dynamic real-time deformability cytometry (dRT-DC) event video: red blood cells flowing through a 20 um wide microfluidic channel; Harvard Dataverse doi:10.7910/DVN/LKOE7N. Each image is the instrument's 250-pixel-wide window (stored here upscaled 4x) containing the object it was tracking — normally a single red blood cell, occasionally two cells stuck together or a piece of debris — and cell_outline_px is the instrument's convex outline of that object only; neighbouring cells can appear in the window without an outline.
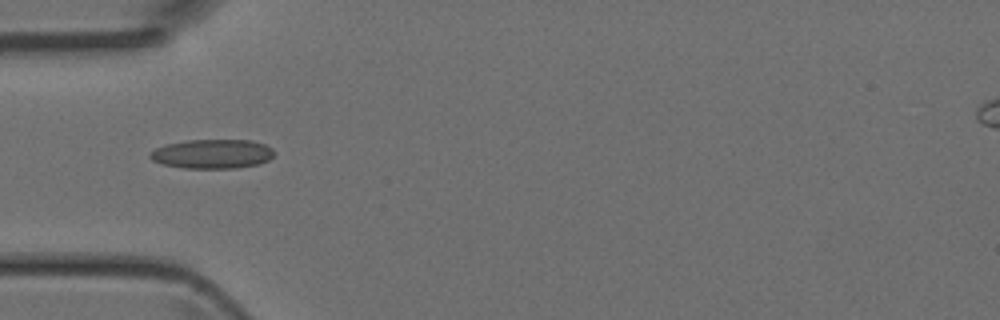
{"species": "Egyptian fruit bat (a non-hibernating species)", "species_latin": "Rousettus aegyptiacus", "temperature_condition": "room temperature", "stored_images_in_passage": 5, "camera_frame_rate_fps": 3000, "um_per_image_px": 0.085, "animal": {"sex": "female"}, "frame": {"image": 1, "passage_image": 4, "time_ms": 1.0, "image_size_px": [1000, 320], "cell_outline_px": [[276, 152], [268, 160], [256, 164], [236, 168], [184, 168], [164, 164], [152, 160], [148, 156], [156, 148], [164, 144], [188, 140], [252, 140], [264, 144], [272, 148]], "centroid_in_image_um": [18.05, 13.07], "position_along_channel_um": 67.0, "area_um2": 21.1}}
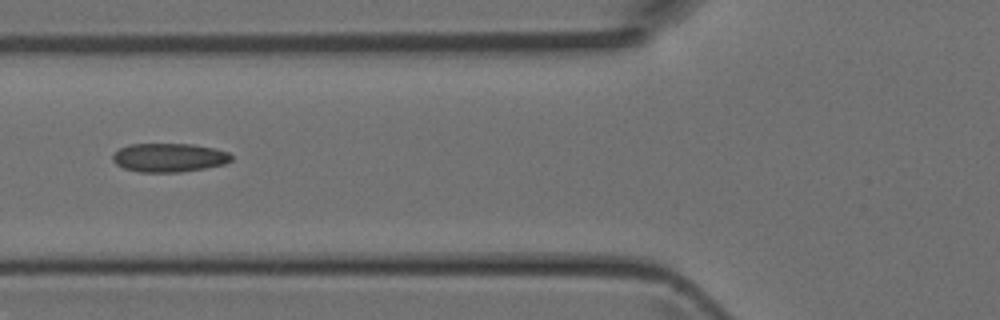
{"frame": {"image": 2, "passage_image": 5, "time_ms": 1.333, "image_size_px": [1000, 320], "cell_outline_px": [[232, 160], [224, 164], [204, 168], [180, 172], [140, 172], [124, 168], [116, 164], [112, 160], [112, 156], [120, 148], [128, 144], [192, 144], [216, 148], [228, 152], [232, 156]], "centroid_in_image_um": [14.38, 13.39], "position_along_channel_um": 111.4, "area_um2": 19.88}}